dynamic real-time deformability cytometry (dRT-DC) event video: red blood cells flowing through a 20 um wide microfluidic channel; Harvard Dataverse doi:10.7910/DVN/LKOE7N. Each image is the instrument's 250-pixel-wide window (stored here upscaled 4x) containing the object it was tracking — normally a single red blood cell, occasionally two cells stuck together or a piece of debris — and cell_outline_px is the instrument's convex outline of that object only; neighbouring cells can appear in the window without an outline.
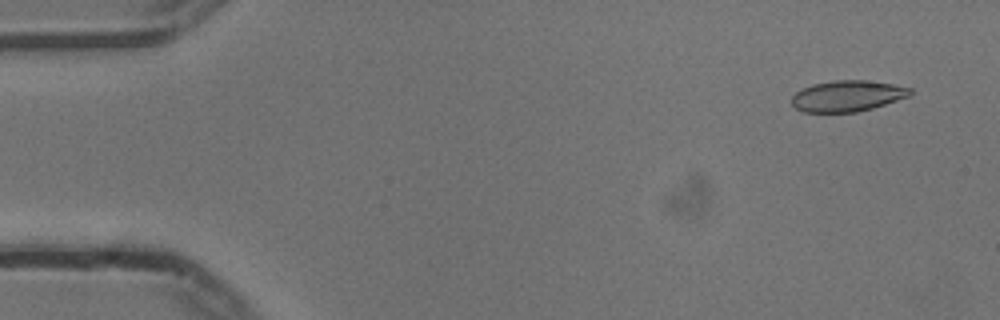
{"species": "common noctule bat (a hibernating species)", "species_latin": "Nyctalus noctula", "temperature_condition": "cold", "stored_images_in_passage": 56, "camera_frame_rate_fps": 3000, "um_per_image_px": 0.085, "animal": {"sex": "male", "body_mass_g": 13.3}, "frame": {"image": 1, "passage_image": 4, "time_ms": 1.0, "image_size_px": [1000, 320], "cell_outline_px": [[912, 92], [908, 96], [872, 108], [856, 112], [804, 112], [796, 108], [792, 104], [792, 96], [796, 92], [812, 84], [836, 80], [864, 80], [892, 84], [912, 88]], "centroid_in_image_um": [72.01, 8.15], "position_along_channel_um": 13.0, "area_um2": 21.15}}
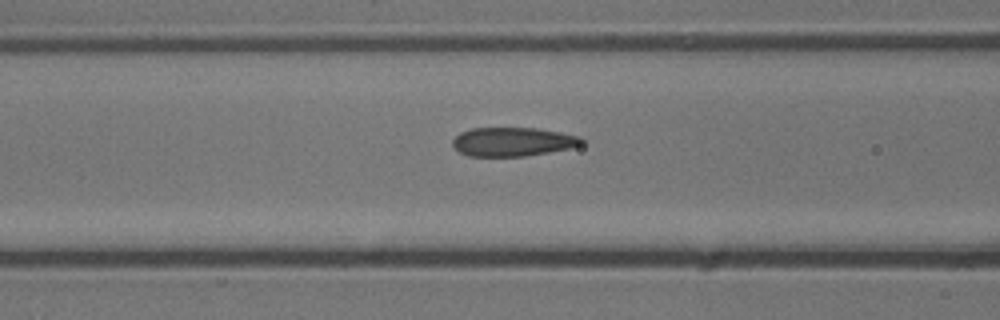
{"frame": {"image": 2, "passage_image": 22, "time_ms": 7.0, "image_size_px": [1000, 320], "cell_outline_px": [[584, 144], [572, 148], [524, 156], [468, 156], [460, 152], [452, 144], [452, 140], [460, 132], [472, 128], [536, 128], [560, 132], [580, 136], [584, 140]], "centroid_in_image_um": [43.61, 12.05], "position_along_channel_um": 123.0, "area_um2": 21.73}}
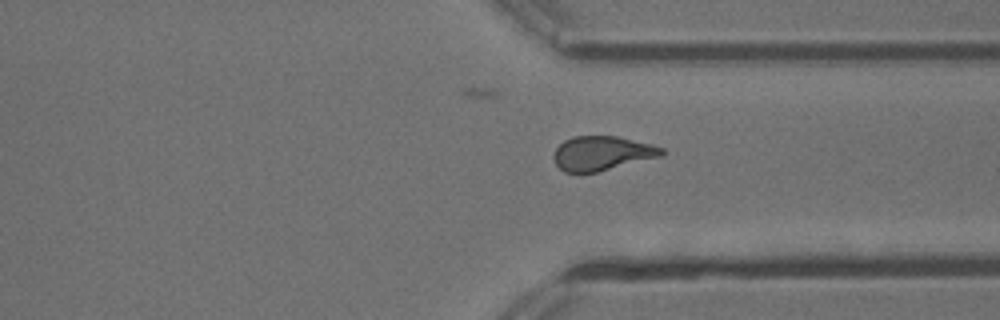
{"frame": {"image": 3, "passage_image": 41, "time_ms": 13.333, "image_size_px": [1000, 320], "cell_outline_px": [[664, 152], [660, 156], [596, 172], [564, 172], [556, 164], [552, 156], [556, 148], [564, 140], [572, 136], [616, 136], [652, 144], [664, 148]], "centroid_in_image_um": [51.14, 13.01], "position_along_channel_um": 360.3, "area_um2": 21.39}, "authors_computed_cell_mechanics": {"area_um2": 22.0218, "velocity_mm_per_s": 3.7391, "shape_relaxation_time_tau1_ms": 6.4944, "shape_relaxation_time_tau2_ms": 1.2963, "deformation_change_tau1": 0.1709, "deformation_change_tau2": 0.0608}}